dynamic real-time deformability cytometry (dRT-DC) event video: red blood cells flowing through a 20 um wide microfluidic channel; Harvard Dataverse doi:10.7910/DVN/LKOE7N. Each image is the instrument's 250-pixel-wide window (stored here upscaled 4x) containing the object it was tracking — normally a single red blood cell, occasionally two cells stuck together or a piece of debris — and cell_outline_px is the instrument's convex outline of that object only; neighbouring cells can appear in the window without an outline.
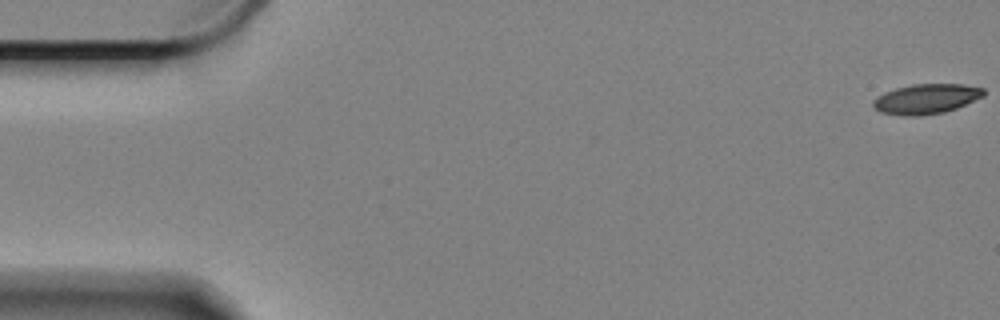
{"species": "Egyptian fruit bat (a non-hibernating species)", "species_latin": "Rousettus aegyptiacus", "temperature_condition": "cold", "stored_images_in_passage": 32, "camera_frame_rate_fps": 3000, "um_per_image_px": 0.085, "animal": {"sex": "female"}, "frame": {"image": 1, "passage_image": 1, "time_ms": 0.0, "image_size_px": [1000, 320], "cell_outline_px": [[984, 96], [956, 108], [944, 112], [920, 116], [908, 116], [880, 112], [872, 104], [872, 100], [876, 96], [884, 92], [896, 88], [912, 84], [964, 84], [984, 88]], "centroid_in_image_um": [78.72, 8.4], "position_along_channel_um": 6.3, "area_um2": 19.31}}
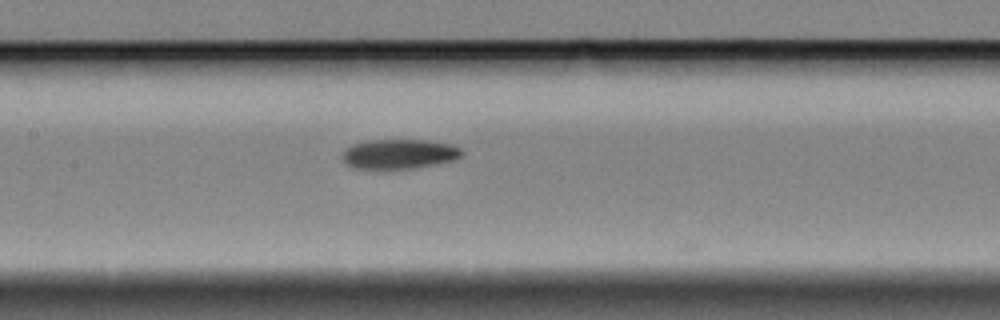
{"frame": {"image": 2, "passage_image": 28, "time_ms": 9.0, "image_size_px": [1000, 320], "cell_outline_px": [[464, 156], [456, 160], [408, 168], [352, 168], [344, 160], [344, 152], [352, 144], [368, 140], [428, 140], [452, 144], [460, 148], [464, 152]], "centroid_in_image_um": [34.0, 13.07], "position_along_channel_um": 173.4, "area_um2": 20.4}}
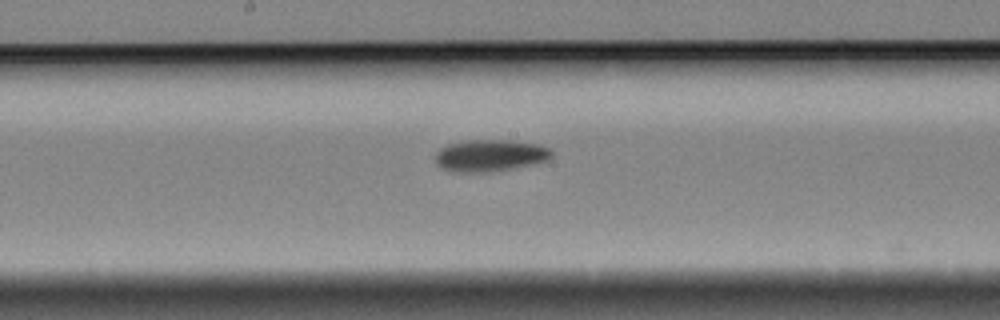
{"frame": {"image": 3, "passage_image": 31, "time_ms": 10.0, "image_size_px": [1000, 320], "cell_outline_px": [[552, 156], [544, 160], [512, 168], [488, 172], [460, 172], [444, 168], [436, 164], [436, 152], [440, 148], [448, 144], [464, 140], [508, 140], [540, 144], [548, 148], [552, 152]], "centroid_in_image_um": [41.62, 13.19], "position_along_channel_um": 206.6, "area_um2": 21.27}}